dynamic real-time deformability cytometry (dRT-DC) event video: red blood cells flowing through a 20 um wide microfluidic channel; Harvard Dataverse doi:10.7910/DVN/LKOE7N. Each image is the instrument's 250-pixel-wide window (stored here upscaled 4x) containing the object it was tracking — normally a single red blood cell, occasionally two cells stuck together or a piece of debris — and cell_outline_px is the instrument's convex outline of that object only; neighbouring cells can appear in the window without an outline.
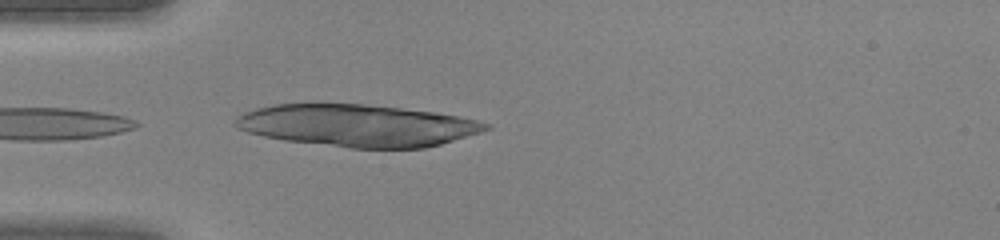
{"species": "human", "species_latin": "Homo sapiens", "temperature_condition": "warm", "stored_images_in_passage": 13, "camera_frame_rate_fps": 3000, "um_per_image_px": 0.085, "donor": {"sex": "female"}, "frame": {"image": 1, "passage_image": 13, "time_ms": 4.0, "image_size_px": [1000, 240], "cell_outline_px": [[492, 128], [480, 132], [440, 144], [424, 148], [348, 148], [284, 140], [264, 136], [248, 132], [236, 128], [232, 124], [236, 116], [244, 112], [256, 108], [272, 104], [368, 104], [436, 112], [460, 116], [492, 124]], "centroid_in_image_um": [30.36, 10.66], "position_along_channel_um": 54.6, "area_um2": 61.67}}